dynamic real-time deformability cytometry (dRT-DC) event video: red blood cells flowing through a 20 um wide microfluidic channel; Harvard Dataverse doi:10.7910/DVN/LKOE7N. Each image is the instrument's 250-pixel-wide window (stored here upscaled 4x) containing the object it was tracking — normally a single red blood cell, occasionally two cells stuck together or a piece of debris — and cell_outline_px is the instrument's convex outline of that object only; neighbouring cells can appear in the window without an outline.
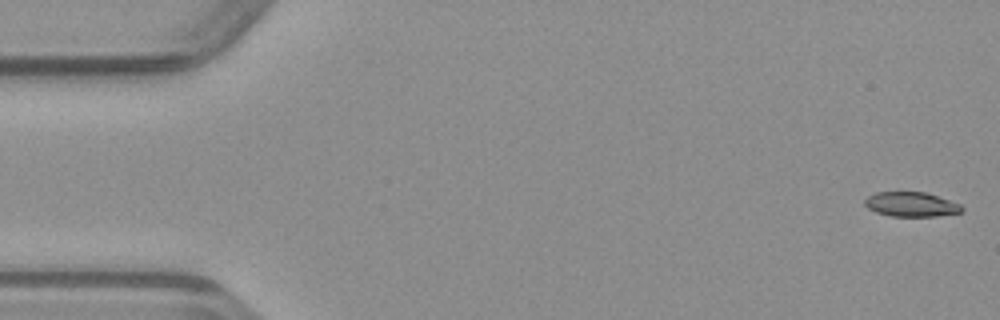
{"species": "common noctule bat (a hibernating species)", "species_latin": "Nyctalus noctula", "temperature_condition": "warm", "stored_images_in_passage": 49, "camera_frame_rate_fps": 3000, "um_per_image_px": 0.085, "animal": {"sex": "male", "body_mass_g": 23.1, "forearm_length_mm": 52.7}, "frame": {"image": 1, "passage_image": 1, "time_ms": 0.0, "image_size_px": [1000, 320], "cell_outline_px": [[964, 208], [960, 212], [936, 216], [892, 216], [876, 212], [868, 208], [864, 204], [864, 200], [868, 196], [876, 192], [924, 192], [960, 204]], "centroid_in_image_um": [77.41, 17.37], "position_along_channel_um": 7.6, "area_um2": 13.7}}
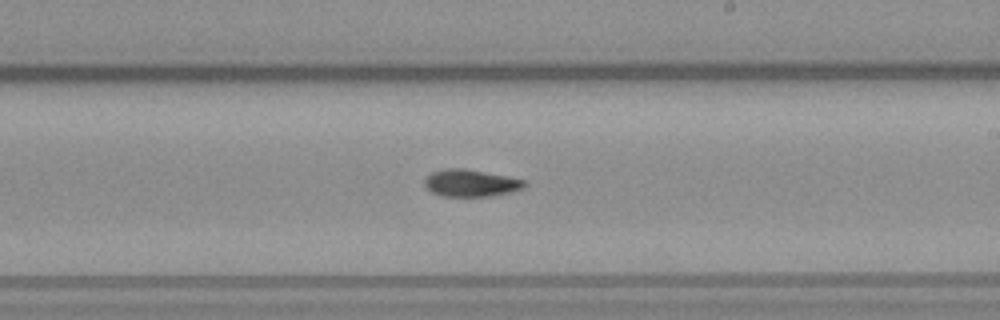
{"frame": {"image": 2, "passage_image": 28, "time_ms": 9.0, "image_size_px": [1000, 320], "cell_outline_px": [[528, 184], [524, 188], [492, 196], [440, 196], [432, 192], [424, 184], [424, 180], [432, 172], [444, 168], [464, 168], [508, 176], [524, 180]], "centroid_in_image_um": [40.02, 15.55], "position_along_channel_um": 249.0, "area_um2": 15.78}}
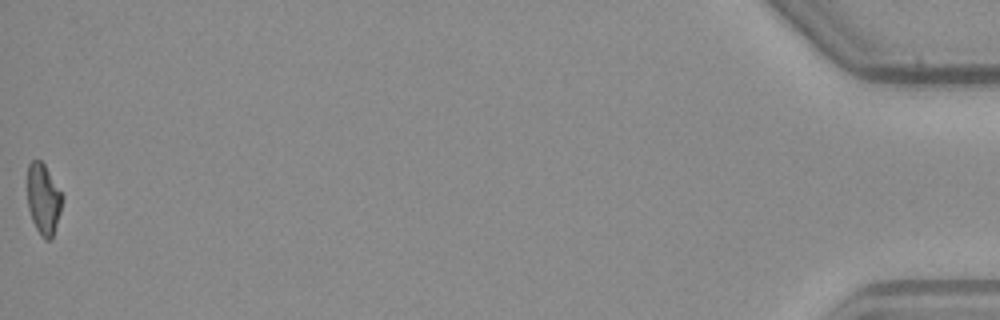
{"frame": {"image": 3, "passage_image": 49, "time_ms": 16.0, "image_size_px": [1000, 320], "cell_outline_px": [[64, 196], [60, 212], [52, 240], [44, 240], [36, 228], [32, 220], [28, 208], [28, 164], [32, 160], [40, 160], [44, 164]], "centroid_in_image_um": [3.7, 16.94], "position_along_channel_um": 431.5, "area_um2": 14.39}}